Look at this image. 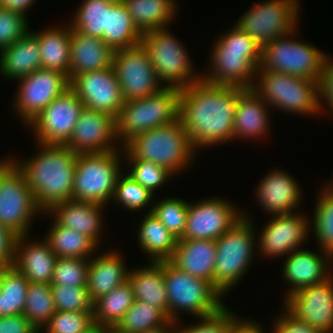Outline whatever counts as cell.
I'll return each instance as SVG.
<instances>
[{
	"label": "cell",
	"mask_w": 333,
	"mask_h": 333,
	"mask_svg": "<svg viewBox=\"0 0 333 333\" xmlns=\"http://www.w3.org/2000/svg\"><path fill=\"white\" fill-rule=\"evenodd\" d=\"M242 88L203 78L180 90L179 119L198 151L233 141V122Z\"/></svg>",
	"instance_id": "obj_1"
},
{
	"label": "cell",
	"mask_w": 333,
	"mask_h": 333,
	"mask_svg": "<svg viewBox=\"0 0 333 333\" xmlns=\"http://www.w3.org/2000/svg\"><path fill=\"white\" fill-rule=\"evenodd\" d=\"M32 157L10 159L25 174L35 201L43 212L72 199L77 154L66 145L41 144ZM20 159V160H19Z\"/></svg>",
	"instance_id": "obj_2"
},
{
	"label": "cell",
	"mask_w": 333,
	"mask_h": 333,
	"mask_svg": "<svg viewBox=\"0 0 333 333\" xmlns=\"http://www.w3.org/2000/svg\"><path fill=\"white\" fill-rule=\"evenodd\" d=\"M231 29V30H230ZM219 35L210 50V68L202 78L208 83L236 86L242 89L254 87L261 63V46L237 26Z\"/></svg>",
	"instance_id": "obj_3"
},
{
	"label": "cell",
	"mask_w": 333,
	"mask_h": 333,
	"mask_svg": "<svg viewBox=\"0 0 333 333\" xmlns=\"http://www.w3.org/2000/svg\"><path fill=\"white\" fill-rule=\"evenodd\" d=\"M122 149L125 160L150 161L175 176L187 172L196 157V149L180 119L135 136Z\"/></svg>",
	"instance_id": "obj_4"
},
{
	"label": "cell",
	"mask_w": 333,
	"mask_h": 333,
	"mask_svg": "<svg viewBox=\"0 0 333 333\" xmlns=\"http://www.w3.org/2000/svg\"><path fill=\"white\" fill-rule=\"evenodd\" d=\"M248 214L243 216L216 240V262L213 286L223 295L229 294L247 275L257 253L256 227Z\"/></svg>",
	"instance_id": "obj_5"
},
{
	"label": "cell",
	"mask_w": 333,
	"mask_h": 333,
	"mask_svg": "<svg viewBox=\"0 0 333 333\" xmlns=\"http://www.w3.org/2000/svg\"><path fill=\"white\" fill-rule=\"evenodd\" d=\"M163 276L171 321L182 322L185 312L195 318L207 317L226 306L225 297L209 281L181 271L170 261H163Z\"/></svg>",
	"instance_id": "obj_6"
},
{
	"label": "cell",
	"mask_w": 333,
	"mask_h": 333,
	"mask_svg": "<svg viewBox=\"0 0 333 333\" xmlns=\"http://www.w3.org/2000/svg\"><path fill=\"white\" fill-rule=\"evenodd\" d=\"M180 89L164 87L141 99L125 101L116 118V136L123 147L137 135L179 119Z\"/></svg>",
	"instance_id": "obj_7"
},
{
	"label": "cell",
	"mask_w": 333,
	"mask_h": 333,
	"mask_svg": "<svg viewBox=\"0 0 333 333\" xmlns=\"http://www.w3.org/2000/svg\"><path fill=\"white\" fill-rule=\"evenodd\" d=\"M256 81L253 89L271 109L307 117L321 114L317 80L258 68Z\"/></svg>",
	"instance_id": "obj_8"
},
{
	"label": "cell",
	"mask_w": 333,
	"mask_h": 333,
	"mask_svg": "<svg viewBox=\"0 0 333 333\" xmlns=\"http://www.w3.org/2000/svg\"><path fill=\"white\" fill-rule=\"evenodd\" d=\"M122 148L114 151L78 154L72 200L109 205L123 171Z\"/></svg>",
	"instance_id": "obj_9"
},
{
	"label": "cell",
	"mask_w": 333,
	"mask_h": 333,
	"mask_svg": "<svg viewBox=\"0 0 333 333\" xmlns=\"http://www.w3.org/2000/svg\"><path fill=\"white\" fill-rule=\"evenodd\" d=\"M40 213L25 174L10 157L0 159V223L15 236L29 235Z\"/></svg>",
	"instance_id": "obj_10"
},
{
	"label": "cell",
	"mask_w": 333,
	"mask_h": 333,
	"mask_svg": "<svg viewBox=\"0 0 333 333\" xmlns=\"http://www.w3.org/2000/svg\"><path fill=\"white\" fill-rule=\"evenodd\" d=\"M141 44L147 50L159 81L164 87L184 89L202 79L203 72L194 70L184 44L167 28L142 34ZM199 73V74H198Z\"/></svg>",
	"instance_id": "obj_11"
},
{
	"label": "cell",
	"mask_w": 333,
	"mask_h": 333,
	"mask_svg": "<svg viewBox=\"0 0 333 333\" xmlns=\"http://www.w3.org/2000/svg\"><path fill=\"white\" fill-rule=\"evenodd\" d=\"M298 30L264 45L259 68L319 81L327 53L313 44L299 42L294 38Z\"/></svg>",
	"instance_id": "obj_12"
},
{
	"label": "cell",
	"mask_w": 333,
	"mask_h": 333,
	"mask_svg": "<svg viewBox=\"0 0 333 333\" xmlns=\"http://www.w3.org/2000/svg\"><path fill=\"white\" fill-rule=\"evenodd\" d=\"M300 9L298 0H264L246 10L234 25L250 35L262 48L297 28Z\"/></svg>",
	"instance_id": "obj_13"
},
{
	"label": "cell",
	"mask_w": 333,
	"mask_h": 333,
	"mask_svg": "<svg viewBox=\"0 0 333 333\" xmlns=\"http://www.w3.org/2000/svg\"><path fill=\"white\" fill-rule=\"evenodd\" d=\"M17 82L19 86L14 97L13 111L26 126L56 97L70 88V79L66 74L44 68Z\"/></svg>",
	"instance_id": "obj_14"
},
{
	"label": "cell",
	"mask_w": 333,
	"mask_h": 333,
	"mask_svg": "<svg viewBox=\"0 0 333 333\" xmlns=\"http://www.w3.org/2000/svg\"><path fill=\"white\" fill-rule=\"evenodd\" d=\"M113 67L125 101L148 97L164 88L141 43L115 50Z\"/></svg>",
	"instance_id": "obj_15"
},
{
	"label": "cell",
	"mask_w": 333,
	"mask_h": 333,
	"mask_svg": "<svg viewBox=\"0 0 333 333\" xmlns=\"http://www.w3.org/2000/svg\"><path fill=\"white\" fill-rule=\"evenodd\" d=\"M84 108L82 101L70 88L56 97L27 125L29 129L31 127L35 143L65 145Z\"/></svg>",
	"instance_id": "obj_16"
},
{
	"label": "cell",
	"mask_w": 333,
	"mask_h": 333,
	"mask_svg": "<svg viewBox=\"0 0 333 333\" xmlns=\"http://www.w3.org/2000/svg\"><path fill=\"white\" fill-rule=\"evenodd\" d=\"M236 206L216 196L189 202L186 229L179 240H217L243 216Z\"/></svg>",
	"instance_id": "obj_17"
},
{
	"label": "cell",
	"mask_w": 333,
	"mask_h": 333,
	"mask_svg": "<svg viewBox=\"0 0 333 333\" xmlns=\"http://www.w3.org/2000/svg\"><path fill=\"white\" fill-rule=\"evenodd\" d=\"M270 217L259 233L256 232L259 256L261 253L265 258L285 257L301 249L309 238L308 234L311 235L310 218L299 211Z\"/></svg>",
	"instance_id": "obj_18"
},
{
	"label": "cell",
	"mask_w": 333,
	"mask_h": 333,
	"mask_svg": "<svg viewBox=\"0 0 333 333\" xmlns=\"http://www.w3.org/2000/svg\"><path fill=\"white\" fill-rule=\"evenodd\" d=\"M70 89L85 108L107 113L115 119L125 102L113 66L74 76L70 80Z\"/></svg>",
	"instance_id": "obj_19"
},
{
	"label": "cell",
	"mask_w": 333,
	"mask_h": 333,
	"mask_svg": "<svg viewBox=\"0 0 333 333\" xmlns=\"http://www.w3.org/2000/svg\"><path fill=\"white\" fill-rule=\"evenodd\" d=\"M299 320L320 333H333V275L322 283L302 288L283 300Z\"/></svg>",
	"instance_id": "obj_20"
},
{
	"label": "cell",
	"mask_w": 333,
	"mask_h": 333,
	"mask_svg": "<svg viewBox=\"0 0 333 333\" xmlns=\"http://www.w3.org/2000/svg\"><path fill=\"white\" fill-rule=\"evenodd\" d=\"M65 145L77 155L121 149L116 136V119L107 113L84 108Z\"/></svg>",
	"instance_id": "obj_21"
},
{
	"label": "cell",
	"mask_w": 333,
	"mask_h": 333,
	"mask_svg": "<svg viewBox=\"0 0 333 333\" xmlns=\"http://www.w3.org/2000/svg\"><path fill=\"white\" fill-rule=\"evenodd\" d=\"M320 251L301 248L286 256L281 275L290 287L284 293V300L294 292L322 283L333 275V256L322 249Z\"/></svg>",
	"instance_id": "obj_22"
},
{
	"label": "cell",
	"mask_w": 333,
	"mask_h": 333,
	"mask_svg": "<svg viewBox=\"0 0 333 333\" xmlns=\"http://www.w3.org/2000/svg\"><path fill=\"white\" fill-rule=\"evenodd\" d=\"M299 185L287 171L274 168L262 177L254 193L265 213L290 214L298 211L297 208L302 203L301 196L304 194Z\"/></svg>",
	"instance_id": "obj_23"
},
{
	"label": "cell",
	"mask_w": 333,
	"mask_h": 333,
	"mask_svg": "<svg viewBox=\"0 0 333 333\" xmlns=\"http://www.w3.org/2000/svg\"><path fill=\"white\" fill-rule=\"evenodd\" d=\"M28 237V234L16 237L12 265L29 282L50 284L58 257L44 237L41 241Z\"/></svg>",
	"instance_id": "obj_24"
},
{
	"label": "cell",
	"mask_w": 333,
	"mask_h": 333,
	"mask_svg": "<svg viewBox=\"0 0 333 333\" xmlns=\"http://www.w3.org/2000/svg\"><path fill=\"white\" fill-rule=\"evenodd\" d=\"M106 205L67 200L54 205L43 214L54 217L61 226L73 229L90 237L100 248L105 222L103 211Z\"/></svg>",
	"instance_id": "obj_25"
},
{
	"label": "cell",
	"mask_w": 333,
	"mask_h": 333,
	"mask_svg": "<svg viewBox=\"0 0 333 333\" xmlns=\"http://www.w3.org/2000/svg\"><path fill=\"white\" fill-rule=\"evenodd\" d=\"M269 108L253 88L241 89L233 122V141L258 140L269 134Z\"/></svg>",
	"instance_id": "obj_26"
},
{
	"label": "cell",
	"mask_w": 333,
	"mask_h": 333,
	"mask_svg": "<svg viewBox=\"0 0 333 333\" xmlns=\"http://www.w3.org/2000/svg\"><path fill=\"white\" fill-rule=\"evenodd\" d=\"M95 253L89 259L87 279L88 296L93 303L109 293L118 285L128 280L129 269L124 256L115 249L105 250L100 255Z\"/></svg>",
	"instance_id": "obj_27"
},
{
	"label": "cell",
	"mask_w": 333,
	"mask_h": 333,
	"mask_svg": "<svg viewBox=\"0 0 333 333\" xmlns=\"http://www.w3.org/2000/svg\"><path fill=\"white\" fill-rule=\"evenodd\" d=\"M69 79L85 72L113 66L114 50L98 37L84 35L71 27Z\"/></svg>",
	"instance_id": "obj_28"
},
{
	"label": "cell",
	"mask_w": 333,
	"mask_h": 333,
	"mask_svg": "<svg viewBox=\"0 0 333 333\" xmlns=\"http://www.w3.org/2000/svg\"><path fill=\"white\" fill-rule=\"evenodd\" d=\"M216 254V240H178L169 261L181 271L213 285Z\"/></svg>",
	"instance_id": "obj_29"
},
{
	"label": "cell",
	"mask_w": 333,
	"mask_h": 333,
	"mask_svg": "<svg viewBox=\"0 0 333 333\" xmlns=\"http://www.w3.org/2000/svg\"><path fill=\"white\" fill-rule=\"evenodd\" d=\"M41 68L38 36L32 30L0 51V74L9 80L17 81Z\"/></svg>",
	"instance_id": "obj_30"
},
{
	"label": "cell",
	"mask_w": 333,
	"mask_h": 333,
	"mask_svg": "<svg viewBox=\"0 0 333 333\" xmlns=\"http://www.w3.org/2000/svg\"><path fill=\"white\" fill-rule=\"evenodd\" d=\"M148 266L131 268L128 281L134 298L156 306L168 316V298L163 276V261H148Z\"/></svg>",
	"instance_id": "obj_31"
},
{
	"label": "cell",
	"mask_w": 333,
	"mask_h": 333,
	"mask_svg": "<svg viewBox=\"0 0 333 333\" xmlns=\"http://www.w3.org/2000/svg\"><path fill=\"white\" fill-rule=\"evenodd\" d=\"M65 24L61 27L60 25L45 27L34 33L38 36L41 67L61 72L69 77L71 26L69 23Z\"/></svg>",
	"instance_id": "obj_32"
},
{
	"label": "cell",
	"mask_w": 333,
	"mask_h": 333,
	"mask_svg": "<svg viewBox=\"0 0 333 333\" xmlns=\"http://www.w3.org/2000/svg\"><path fill=\"white\" fill-rule=\"evenodd\" d=\"M137 231L138 244L149 261H169L177 245L170 231L152 212H146Z\"/></svg>",
	"instance_id": "obj_33"
},
{
	"label": "cell",
	"mask_w": 333,
	"mask_h": 333,
	"mask_svg": "<svg viewBox=\"0 0 333 333\" xmlns=\"http://www.w3.org/2000/svg\"><path fill=\"white\" fill-rule=\"evenodd\" d=\"M142 33L166 29L177 17L176 0H122Z\"/></svg>",
	"instance_id": "obj_34"
},
{
	"label": "cell",
	"mask_w": 333,
	"mask_h": 333,
	"mask_svg": "<svg viewBox=\"0 0 333 333\" xmlns=\"http://www.w3.org/2000/svg\"><path fill=\"white\" fill-rule=\"evenodd\" d=\"M142 33L122 0H115L106 9L105 42L114 51L131 48L141 43Z\"/></svg>",
	"instance_id": "obj_35"
},
{
	"label": "cell",
	"mask_w": 333,
	"mask_h": 333,
	"mask_svg": "<svg viewBox=\"0 0 333 333\" xmlns=\"http://www.w3.org/2000/svg\"><path fill=\"white\" fill-rule=\"evenodd\" d=\"M44 237L58 258L90 259L99 249L85 234L61 226L55 219Z\"/></svg>",
	"instance_id": "obj_36"
},
{
	"label": "cell",
	"mask_w": 333,
	"mask_h": 333,
	"mask_svg": "<svg viewBox=\"0 0 333 333\" xmlns=\"http://www.w3.org/2000/svg\"><path fill=\"white\" fill-rule=\"evenodd\" d=\"M134 301L133 289L127 280L93 302L94 323L102 327H115Z\"/></svg>",
	"instance_id": "obj_37"
},
{
	"label": "cell",
	"mask_w": 333,
	"mask_h": 333,
	"mask_svg": "<svg viewBox=\"0 0 333 333\" xmlns=\"http://www.w3.org/2000/svg\"><path fill=\"white\" fill-rule=\"evenodd\" d=\"M28 279L13 265L0 273V317L23 314L28 289Z\"/></svg>",
	"instance_id": "obj_38"
},
{
	"label": "cell",
	"mask_w": 333,
	"mask_h": 333,
	"mask_svg": "<svg viewBox=\"0 0 333 333\" xmlns=\"http://www.w3.org/2000/svg\"><path fill=\"white\" fill-rule=\"evenodd\" d=\"M169 321V317L161 309L135 299L115 327L123 333H143Z\"/></svg>",
	"instance_id": "obj_39"
},
{
	"label": "cell",
	"mask_w": 333,
	"mask_h": 333,
	"mask_svg": "<svg viewBox=\"0 0 333 333\" xmlns=\"http://www.w3.org/2000/svg\"><path fill=\"white\" fill-rule=\"evenodd\" d=\"M318 196L313 209L311 233H314L319 249L333 256V190L324 184Z\"/></svg>",
	"instance_id": "obj_40"
},
{
	"label": "cell",
	"mask_w": 333,
	"mask_h": 333,
	"mask_svg": "<svg viewBox=\"0 0 333 333\" xmlns=\"http://www.w3.org/2000/svg\"><path fill=\"white\" fill-rule=\"evenodd\" d=\"M115 0H83L71 19L70 26L84 35L105 41L106 9Z\"/></svg>",
	"instance_id": "obj_41"
},
{
	"label": "cell",
	"mask_w": 333,
	"mask_h": 333,
	"mask_svg": "<svg viewBox=\"0 0 333 333\" xmlns=\"http://www.w3.org/2000/svg\"><path fill=\"white\" fill-rule=\"evenodd\" d=\"M55 312L51 284L29 282L23 315L41 331Z\"/></svg>",
	"instance_id": "obj_42"
},
{
	"label": "cell",
	"mask_w": 333,
	"mask_h": 333,
	"mask_svg": "<svg viewBox=\"0 0 333 333\" xmlns=\"http://www.w3.org/2000/svg\"><path fill=\"white\" fill-rule=\"evenodd\" d=\"M123 172L118 177L115 193L110 204H117V206H122L130 212H140L139 210L147 207L148 211L145 212H151L154 194L137 183L127 172L126 174H123Z\"/></svg>",
	"instance_id": "obj_43"
},
{
	"label": "cell",
	"mask_w": 333,
	"mask_h": 333,
	"mask_svg": "<svg viewBox=\"0 0 333 333\" xmlns=\"http://www.w3.org/2000/svg\"><path fill=\"white\" fill-rule=\"evenodd\" d=\"M164 198L153 203L151 212L179 240L186 229L189 202L173 196Z\"/></svg>",
	"instance_id": "obj_44"
},
{
	"label": "cell",
	"mask_w": 333,
	"mask_h": 333,
	"mask_svg": "<svg viewBox=\"0 0 333 333\" xmlns=\"http://www.w3.org/2000/svg\"><path fill=\"white\" fill-rule=\"evenodd\" d=\"M130 171L127 173L140 185L154 194L166 181L175 177L166 168L145 160H125Z\"/></svg>",
	"instance_id": "obj_45"
},
{
	"label": "cell",
	"mask_w": 333,
	"mask_h": 333,
	"mask_svg": "<svg viewBox=\"0 0 333 333\" xmlns=\"http://www.w3.org/2000/svg\"><path fill=\"white\" fill-rule=\"evenodd\" d=\"M56 311L85 312L92 311V302L86 286L51 284Z\"/></svg>",
	"instance_id": "obj_46"
},
{
	"label": "cell",
	"mask_w": 333,
	"mask_h": 333,
	"mask_svg": "<svg viewBox=\"0 0 333 333\" xmlns=\"http://www.w3.org/2000/svg\"><path fill=\"white\" fill-rule=\"evenodd\" d=\"M94 324L93 311H56L40 333H83Z\"/></svg>",
	"instance_id": "obj_47"
},
{
	"label": "cell",
	"mask_w": 333,
	"mask_h": 333,
	"mask_svg": "<svg viewBox=\"0 0 333 333\" xmlns=\"http://www.w3.org/2000/svg\"><path fill=\"white\" fill-rule=\"evenodd\" d=\"M89 259L57 258L50 284L87 286Z\"/></svg>",
	"instance_id": "obj_48"
},
{
	"label": "cell",
	"mask_w": 333,
	"mask_h": 333,
	"mask_svg": "<svg viewBox=\"0 0 333 333\" xmlns=\"http://www.w3.org/2000/svg\"><path fill=\"white\" fill-rule=\"evenodd\" d=\"M28 21V16L0 6V51L30 31Z\"/></svg>",
	"instance_id": "obj_49"
},
{
	"label": "cell",
	"mask_w": 333,
	"mask_h": 333,
	"mask_svg": "<svg viewBox=\"0 0 333 333\" xmlns=\"http://www.w3.org/2000/svg\"><path fill=\"white\" fill-rule=\"evenodd\" d=\"M236 316L226 305L213 315L197 318L194 325L182 327L180 321L176 322V333H229L230 322Z\"/></svg>",
	"instance_id": "obj_50"
},
{
	"label": "cell",
	"mask_w": 333,
	"mask_h": 333,
	"mask_svg": "<svg viewBox=\"0 0 333 333\" xmlns=\"http://www.w3.org/2000/svg\"><path fill=\"white\" fill-rule=\"evenodd\" d=\"M318 84L320 112H329L333 116V58L329 54L326 55Z\"/></svg>",
	"instance_id": "obj_51"
},
{
	"label": "cell",
	"mask_w": 333,
	"mask_h": 333,
	"mask_svg": "<svg viewBox=\"0 0 333 333\" xmlns=\"http://www.w3.org/2000/svg\"><path fill=\"white\" fill-rule=\"evenodd\" d=\"M273 324V333H320L317 329L296 318L284 308Z\"/></svg>",
	"instance_id": "obj_52"
},
{
	"label": "cell",
	"mask_w": 333,
	"mask_h": 333,
	"mask_svg": "<svg viewBox=\"0 0 333 333\" xmlns=\"http://www.w3.org/2000/svg\"><path fill=\"white\" fill-rule=\"evenodd\" d=\"M39 331L23 315L0 317V333H38Z\"/></svg>",
	"instance_id": "obj_53"
},
{
	"label": "cell",
	"mask_w": 333,
	"mask_h": 333,
	"mask_svg": "<svg viewBox=\"0 0 333 333\" xmlns=\"http://www.w3.org/2000/svg\"><path fill=\"white\" fill-rule=\"evenodd\" d=\"M16 237L17 236L0 223V263L4 267L13 264Z\"/></svg>",
	"instance_id": "obj_54"
},
{
	"label": "cell",
	"mask_w": 333,
	"mask_h": 333,
	"mask_svg": "<svg viewBox=\"0 0 333 333\" xmlns=\"http://www.w3.org/2000/svg\"><path fill=\"white\" fill-rule=\"evenodd\" d=\"M252 319H240L238 315L230 322L229 333H265L261 324Z\"/></svg>",
	"instance_id": "obj_55"
},
{
	"label": "cell",
	"mask_w": 333,
	"mask_h": 333,
	"mask_svg": "<svg viewBox=\"0 0 333 333\" xmlns=\"http://www.w3.org/2000/svg\"><path fill=\"white\" fill-rule=\"evenodd\" d=\"M35 2L36 0H0V6L27 16L26 12Z\"/></svg>",
	"instance_id": "obj_56"
},
{
	"label": "cell",
	"mask_w": 333,
	"mask_h": 333,
	"mask_svg": "<svg viewBox=\"0 0 333 333\" xmlns=\"http://www.w3.org/2000/svg\"><path fill=\"white\" fill-rule=\"evenodd\" d=\"M143 333H176V322L170 320L167 324L162 325L161 327L147 330Z\"/></svg>",
	"instance_id": "obj_57"
},
{
	"label": "cell",
	"mask_w": 333,
	"mask_h": 333,
	"mask_svg": "<svg viewBox=\"0 0 333 333\" xmlns=\"http://www.w3.org/2000/svg\"><path fill=\"white\" fill-rule=\"evenodd\" d=\"M83 333H104V327L94 324L90 329Z\"/></svg>",
	"instance_id": "obj_58"
},
{
	"label": "cell",
	"mask_w": 333,
	"mask_h": 333,
	"mask_svg": "<svg viewBox=\"0 0 333 333\" xmlns=\"http://www.w3.org/2000/svg\"><path fill=\"white\" fill-rule=\"evenodd\" d=\"M104 333H123V332H120L116 327H104Z\"/></svg>",
	"instance_id": "obj_59"
},
{
	"label": "cell",
	"mask_w": 333,
	"mask_h": 333,
	"mask_svg": "<svg viewBox=\"0 0 333 333\" xmlns=\"http://www.w3.org/2000/svg\"><path fill=\"white\" fill-rule=\"evenodd\" d=\"M331 183V184H330ZM330 183H328V184H326L328 187H330L332 190H333V181L332 182H330Z\"/></svg>",
	"instance_id": "obj_60"
},
{
	"label": "cell",
	"mask_w": 333,
	"mask_h": 333,
	"mask_svg": "<svg viewBox=\"0 0 333 333\" xmlns=\"http://www.w3.org/2000/svg\"><path fill=\"white\" fill-rule=\"evenodd\" d=\"M4 266L0 263V273L3 270Z\"/></svg>",
	"instance_id": "obj_61"
}]
</instances>
